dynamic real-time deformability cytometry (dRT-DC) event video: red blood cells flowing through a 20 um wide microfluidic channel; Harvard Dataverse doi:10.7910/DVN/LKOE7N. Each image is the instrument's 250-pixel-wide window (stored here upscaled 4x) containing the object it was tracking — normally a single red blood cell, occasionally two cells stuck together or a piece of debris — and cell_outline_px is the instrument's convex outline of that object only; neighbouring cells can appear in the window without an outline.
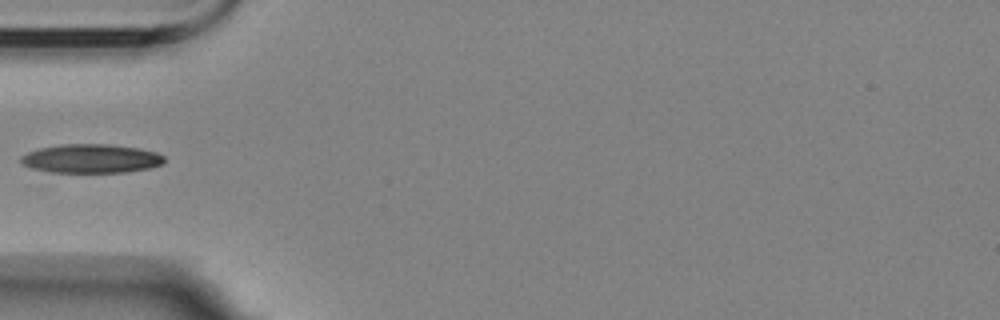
{"species": "Egyptian fruit bat (a non-hibernating species)", "species_latin": "Rousettus aegyptiacus", "temperature_condition": "room temperature", "stored_images_in_passage": 8, "camera_frame_rate_fps": 3000, "um_per_image_px": 0.085, "animal": {"sex": "female"}, "frame": {"image": 1, "passage_image": 2, "time_ms": 1.333, "image_size_px": [1000, 320], "cell_outline_px": [[164, 164], [148, 168], [128, 172], [52, 172], [32, 168], [20, 164], [20, 156], [28, 152], [40, 148], [60, 144], [108, 144], [140, 148], [156, 152], [164, 156]], "centroid_in_image_um": [7.74, 13.47], "position_along_channel_um": 77.3, "area_um2": 24.22}}
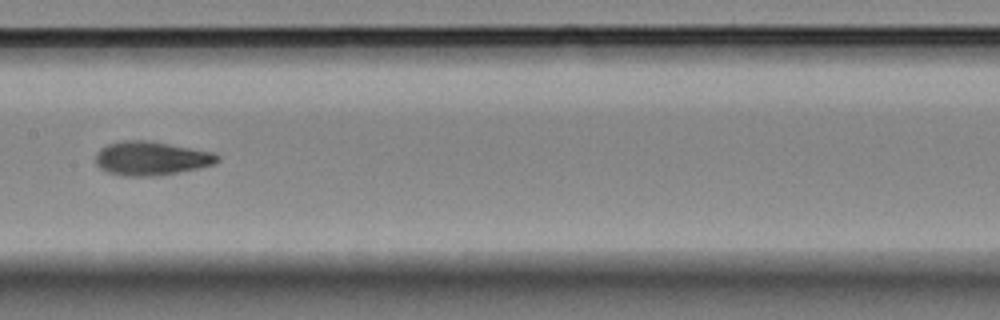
{"frame": {"image": 2, "passage_image": 5, "time_ms": 4.667, "image_size_px": [1000, 320], "cell_outline_px": [[220, 160], [216, 164], [160, 176], [124, 176], [108, 172], [100, 168], [96, 164], [96, 152], [100, 148], [108, 144], [120, 140], [144, 140], [192, 148], [212, 152], [220, 156]], "centroid_in_image_um": [12.85, 13.46], "position_along_channel_um": 194.6, "area_um2": 24.1}}
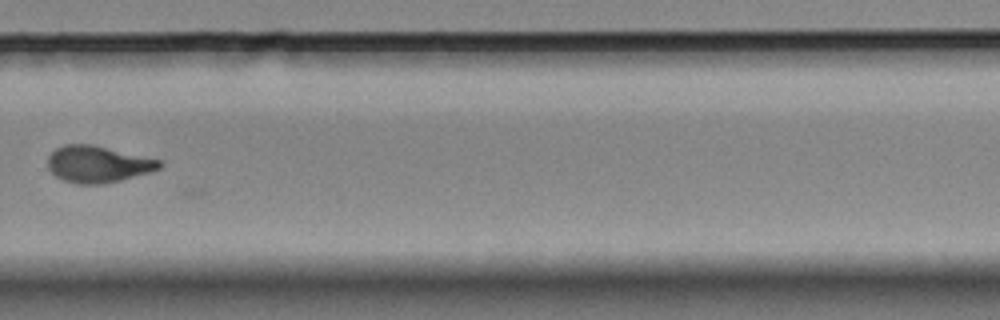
{"frame": {"image": 3, "passage_image": 8, "time_ms": 8.333, "image_size_px": [1000, 320], "cell_outline_px": [[160, 168], [152, 172], [104, 184], [76, 184], [64, 180], [56, 176], [48, 168], [48, 156], [56, 148], [64, 144], [92, 144], [160, 160]], "centroid_in_image_um": [8.3, 13.96], "position_along_channel_um": 321.5, "area_um2": 23.76}}